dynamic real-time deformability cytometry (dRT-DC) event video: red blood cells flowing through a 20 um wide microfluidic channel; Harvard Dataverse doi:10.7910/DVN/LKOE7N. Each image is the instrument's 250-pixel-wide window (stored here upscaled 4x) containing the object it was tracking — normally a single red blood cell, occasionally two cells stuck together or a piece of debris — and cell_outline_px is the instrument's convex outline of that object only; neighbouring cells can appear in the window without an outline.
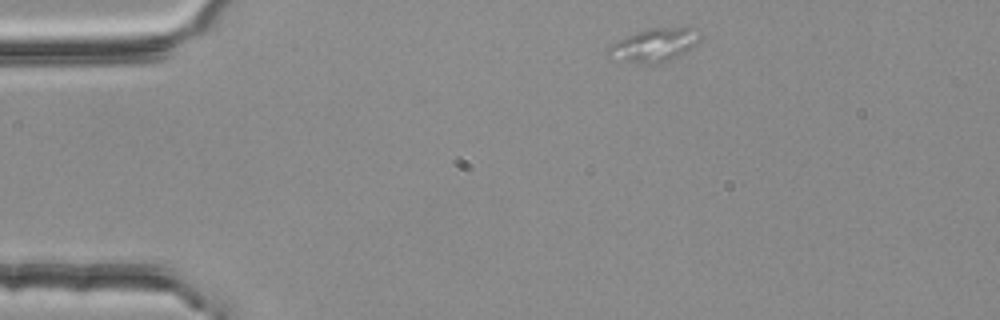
{"species": "common noctule bat (a hibernating species)", "species_latin": "Nyctalus noctula", "temperature_condition": "room temperature", "stored_images_in_passage": 3, "camera_frame_rate_fps": 3000, "um_per_image_px": 0.085, "animal": {"sex": "female", "body_mass_g": 25.1}, "frame": {"image": 1, "passage_image": 1, "time_ms": 0.0, "image_size_px": [1000, 320], "cell_outline_px": [[704, 32], [700, 40], [684, 52], [660, 64], [648, 64], [624, 60], [608, 56], [608, 48], [616, 40], [648, 28], [688, 24], [700, 28]], "centroid_in_image_um": [55.75, 3.74], "position_along_channel_um": 29.2, "area_um2": 18.38}}